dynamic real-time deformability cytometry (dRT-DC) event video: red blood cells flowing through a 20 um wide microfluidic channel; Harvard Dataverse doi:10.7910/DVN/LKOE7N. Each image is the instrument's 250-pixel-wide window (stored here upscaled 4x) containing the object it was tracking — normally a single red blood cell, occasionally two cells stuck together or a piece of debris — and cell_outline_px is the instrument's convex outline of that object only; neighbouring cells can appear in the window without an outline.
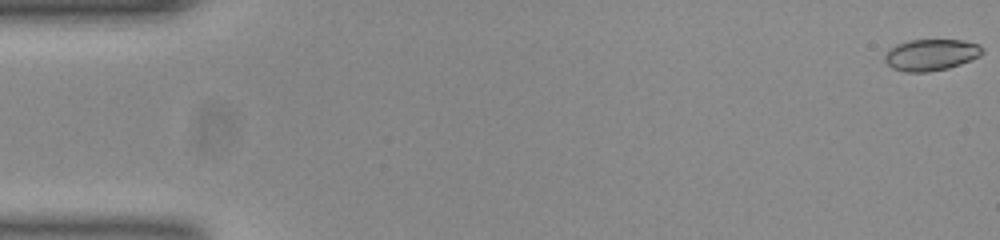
{"species": "common noctule bat (a hibernating species)", "species_latin": "Nyctalus noctula", "temperature_condition": "room temperature", "stored_images_in_passage": 53, "camera_frame_rate_fps": 3000, "um_per_image_px": 0.085, "animal": {"sex": "female", "body_mass_g": 23.0, "forearm_length_mm": 53.4}, "frame": {"image": 1, "passage_image": 1, "time_ms": 0.0, "image_size_px": [1000, 240], "cell_outline_px": [[984, 52], [980, 56], [960, 64], [948, 68], [928, 72], [904, 72], [892, 68], [884, 60], [884, 56], [888, 48], [896, 44], [908, 40], [964, 40], [980, 44], [984, 48]], "centroid_in_image_um": [79.13, 4.65], "position_along_channel_um": 5.9, "area_um2": 18.15}}
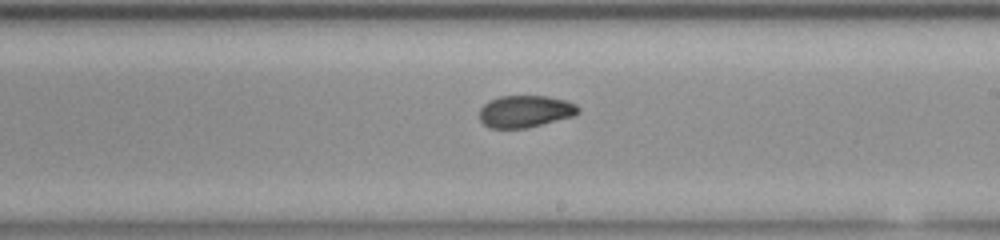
{"frame": {"image": 2, "passage_image": 31, "time_ms": 10.0, "image_size_px": [1000, 240], "cell_outline_px": [[580, 112], [572, 116], [528, 128], [488, 128], [480, 120], [480, 108], [484, 104], [500, 96], [548, 96], [564, 100], [576, 104], [580, 108]], "centroid_in_image_um": [44.65, 9.47], "position_along_channel_um": 244.4, "area_um2": 18.38}}
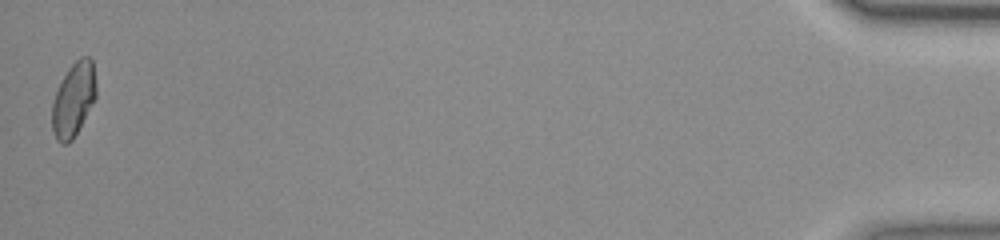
{"frame": {"image": 3, "passage_image": 53, "time_ms": 17.333, "image_size_px": [1000, 240], "cell_outline_px": [[96, 96], [92, 104], [72, 140], [68, 144], [60, 144], [56, 140], [52, 128], [52, 104], [56, 92], [68, 68], [80, 56], [88, 56], [92, 60], [96, 84]], "centroid_in_image_um": [6.24, 8.46], "position_along_channel_um": 429.0, "area_um2": 18.79}, "authors_computed_cell_mechanics": {"area_um2": 18.6694, "velocity_mm_per_s": 3.8756, "shape_relaxation_time_tau1_ms": null, "shape_relaxation_time_tau2_ms": 2.5525, "deformation_change_tau1": null, "deformation_change_tau2": 0.0593}}